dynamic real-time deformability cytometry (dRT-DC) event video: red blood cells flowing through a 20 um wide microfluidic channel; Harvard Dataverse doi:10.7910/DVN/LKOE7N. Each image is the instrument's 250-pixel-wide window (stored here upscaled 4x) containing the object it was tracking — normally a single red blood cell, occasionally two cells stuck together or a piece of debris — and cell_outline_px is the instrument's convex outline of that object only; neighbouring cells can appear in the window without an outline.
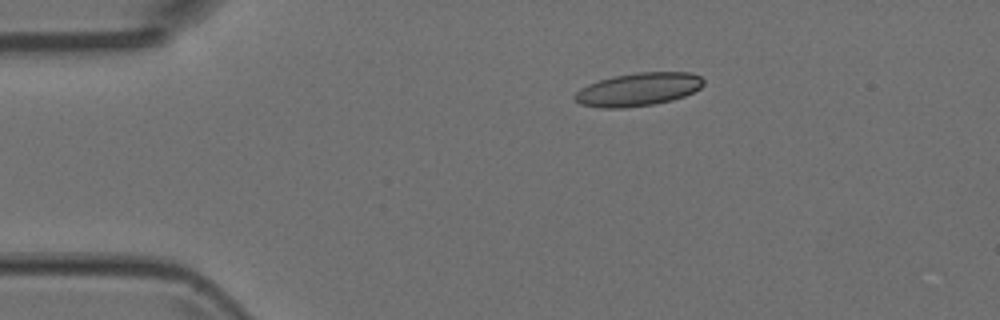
{"species": "Egyptian fruit bat (a non-hibernating species)", "species_latin": "Rousettus aegyptiacus", "temperature_condition": "room temperature", "stored_images_in_passage": 5, "camera_frame_rate_fps": 3000, "um_per_image_px": 0.085, "animal": {"sex": "female"}, "frame": {"image": 1, "passage_image": 5, "time_ms": 1.333, "image_size_px": [1000, 320], "cell_outline_px": [[704, 84], [700, 88], [684, 96], [672, 100], [652, 104], [624, 108], [604, 108], [580, 104], [572, 96], [580, 88], [588, 84], [612, 76], [640, 72], [692, 72], [700, 76], [704, 80]], "centroid_in_image_um": [54.25, 7.59], "position_along_channel_um": 30.7, "area_um2": 24.85}}